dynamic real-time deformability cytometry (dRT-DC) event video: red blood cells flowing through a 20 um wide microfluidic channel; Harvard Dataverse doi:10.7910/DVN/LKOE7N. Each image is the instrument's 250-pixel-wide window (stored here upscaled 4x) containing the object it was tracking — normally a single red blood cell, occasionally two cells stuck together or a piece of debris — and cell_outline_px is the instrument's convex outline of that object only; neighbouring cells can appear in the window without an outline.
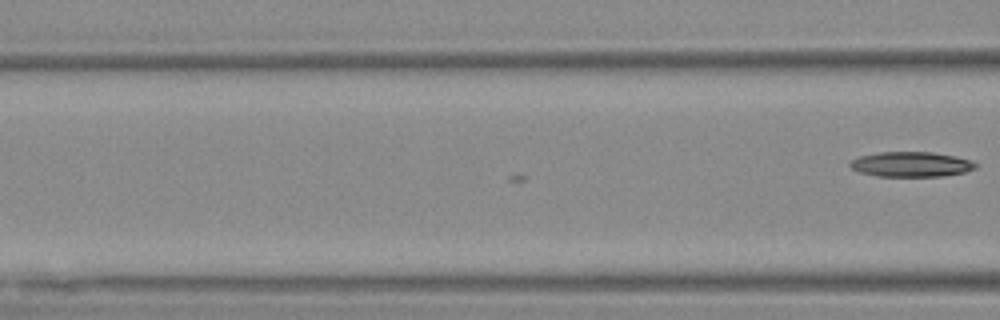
{"species": "Egyptian fruit bat (a non-hibernating species)", "species_latin": "Rousettus aegyptiacus", "temperature_condition": "warm", "stored_images_in_passage": 4, "segment_of_instrument_passage": [2, 2], "camera_frame_rate_fps": 3000, "um_per_image_px": 0.085, "animal": {"sex": "female"}, "frame": {"image": 1, "passage_image": 4, "time_ms": 1.0, "image_size_px": [1000, 320], "cell_outline_px": [[976, 168], [964, 172], [944, 176], [876, 176], [860, 172], [852, 168], [848, 164], [852, 160], [860, 156], [880, 152], [932, 152], [956, 156], [972, 160], [976, 164]], "centroid_in_image_um": [77.47, 13.96], "position_along_channel_um": 89.1, "area_um2": 18.26}}